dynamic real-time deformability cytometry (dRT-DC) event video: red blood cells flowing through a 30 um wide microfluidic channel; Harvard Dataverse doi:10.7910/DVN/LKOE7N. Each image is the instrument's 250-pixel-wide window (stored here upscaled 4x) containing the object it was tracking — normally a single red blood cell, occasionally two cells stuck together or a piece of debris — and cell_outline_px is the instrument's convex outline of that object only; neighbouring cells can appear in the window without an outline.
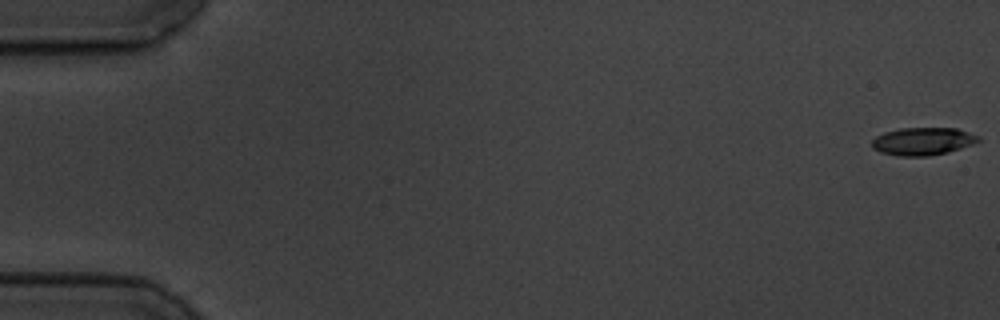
{"species": "common noctule bat (a hibernating species)", "species_latin": "Nyctalus noctula", "temperature_condition": "cold", "stored_images_in_passage": 9, "camera_frame_rate_fps": 3000, "um_per_image_px": 0.085, "animal": {"sex": "male", "body_mass_g": 19.5, "forearm_length_mm": 54.6}, "frame": {"image": 1, "passage_image": 1, "time_ms": 0.0, "image_size_px": [1000, 320], "cell_outline_px": [[980, 140], [972, 144], [948, 152], [928, 156], [900, 156], [880, 152], [872, 148], [872, 140], [876, 136], [884, 132], [900, 128], [956, 128], [980, 136]], "centroid_in_image_um": [78.42, 12.01], "position_along_channel_um": 6.6, "area_um2": 17.17}}
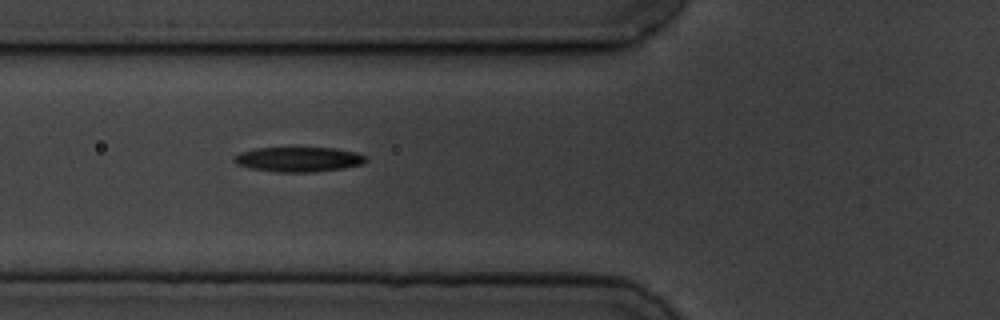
{"frame": {"image": 2, "passage_image": 7, "time_ms": 7.0, "image_size_px": [1000, 320], "cell_outline_px": [[368, 160], [364, 164], [344, 168], [312, 172], [276, 172], [248, 168], [236, 164], [232, 160], [232, 156], [240, 152], [256, 148], [336, 148], [356, 152], [368, 156]], "centroid_in_image_um": [25.38, 13.55], "position_along_channel_um": 100.4, "area_um2": 19.36}}
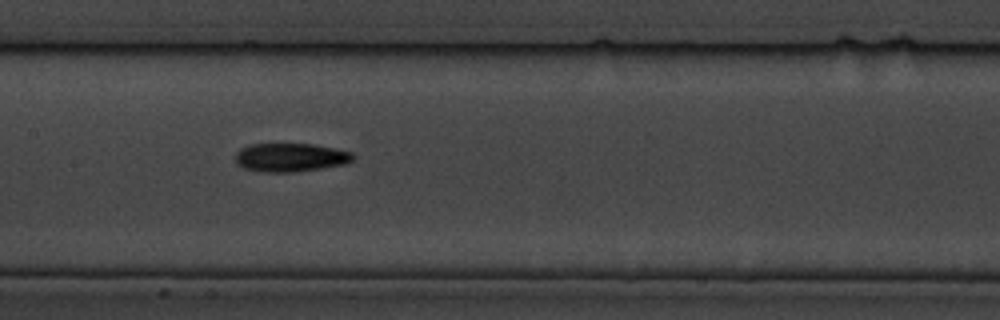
{"frame": {"image": 3, "passage_image": 9, "time_ms": 9.333, "image_size_px": [1000, 320], "cell_outline_px": [[356, 156], [348, 164], [292, 172], [264, 172], [244, 168], [236, 164], [236, 152], [240, 148], [248, 144], [316, 144], [352, 152]], "centroid_in_image_um": [24.7, 13.37], "position_along_channel_um": 182.7, "area_um2": 19.71}}